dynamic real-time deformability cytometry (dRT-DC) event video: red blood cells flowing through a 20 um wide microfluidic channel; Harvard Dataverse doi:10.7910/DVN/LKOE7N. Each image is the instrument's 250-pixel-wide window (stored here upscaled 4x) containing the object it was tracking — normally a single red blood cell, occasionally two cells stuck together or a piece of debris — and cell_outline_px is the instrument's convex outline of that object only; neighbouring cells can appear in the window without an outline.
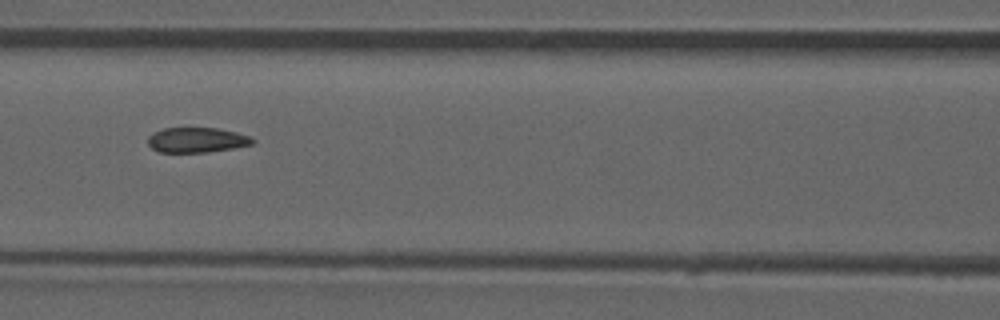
{"species": "common noctule bat (a hibernating species)", "species_latin": "Nyctalus noctula", "temperature_condition": "room temperature", "stored_images_in_passage": 52, "camera_frame_rate_fps": 3000, "um_per_image_px": 0.085, "animal": {"sex": "male", "forearm_length_mm": 52.5}, "frame": {"image": 1, "passage_image": 23, "time_ms": 7.333, "image_size_px": [1000, 320], "cell_outline_px": [[256, 140], [252, 144], [232, 148], [208, 152], [160, 152], [152, 148], [148, 144], [148, 136], [164, 128], [216, 128], [236, 132], [252, 136]], "centroid_in_image_um": [16.76, 11.9], "position_along_channel_um": 149.8, "area_um2": 15.2}, "authors_computed_cell_mechanics": {"area_um2": 16.3285, "velocity_mm_per_s": 3.9527, "shape_relaxation_time_tau1_ms": null, "shape_relaxation_time_tau2_ms": 1.557, "deformation_change_tau1": null, "deformation_change_tau2": 0.054}}